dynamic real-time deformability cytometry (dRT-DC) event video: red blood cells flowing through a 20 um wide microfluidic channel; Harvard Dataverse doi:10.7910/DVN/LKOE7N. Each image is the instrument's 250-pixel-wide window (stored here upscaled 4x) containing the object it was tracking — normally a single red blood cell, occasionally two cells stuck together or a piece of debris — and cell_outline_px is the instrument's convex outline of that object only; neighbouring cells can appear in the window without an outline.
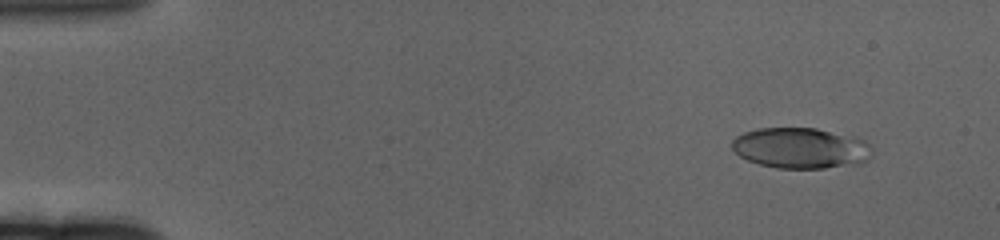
{"species": "human", "species_latin": "Homo sapiens", "temperature_condition": "cold", "stored_images_in_passage": 62, "camera_frame_rate_fps": 3000, "um_per_image_px": 0.085, "donor": {"sex": "female"}, "frame": {"image": 1, "passage_image": 6, "time_ms": 1.667, "image_size_px": [1000, 240], "cell_outline_px": [[868, 160], [860, 164], [824, 168], [776, 168], [760, 164], [748, 160], [740, 156], [732, 148], [732, 140], [736, 136], [744, 132], [760, 128], [816, 128], [856, 136], [864, 140], [868, 144]], "centroid_in_image_um": [68.05, 12.58], "position_along_channel_um": 17.0, "area_um2": 33.18}}
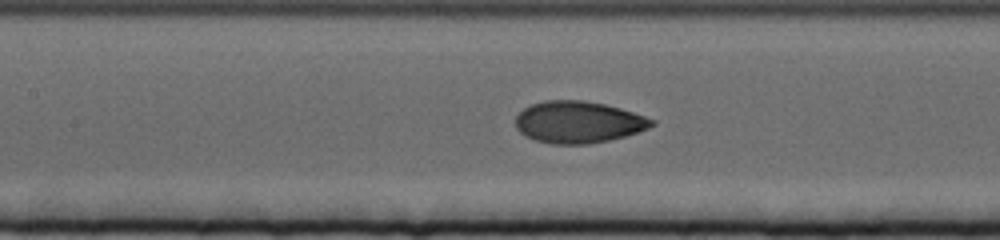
{"frame": {"image": 2, "passage_image": 29, "time_ms": 9.333, "image_size_px": [1000, 240], "cell_outline_px": [[656, 124], [648, 128], [624, 136], [608, 140], [588, 144], [552, 144], [536, 140], [520, 132], [516, 128], [516, 116], [524, 108], [532, 104], [544, 100], [584, 100], [604, 104], [620, 108], [656, 120]], "centroid_in_image_um": [49.15, 10.37], "position_along_channel_um": 158.2, "area_um2": 33.0}}
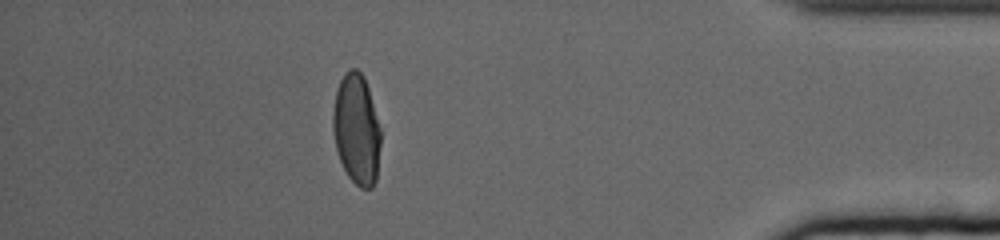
{"frame": {"image": 3, "passage_image": 55, "time_ms": 18.0, "image_size_px": [1000, 240], "cell_outline_px": [[380, 144], [376, 180], [372, 188], [360, 188], [348, 176], [340, 160], [336, 148], [332, 128], [332, 112], [336, 92], [340, 80], [344, 72], [352, 68], [356, 68], [364, 76], [368, 88], [380, 128]], "centroid_in_image_um": [30.29, 10.98], "position_along_channel_um": 404.9, "area_um2": 30.69}, "authors_computed_cell_mechanics": {"area_um2": 32.6281, "velocity_mm_per_s": 3.3127, "shape_relaxation_time_tau1_ms": 4.3973, "shape_relaxation_time_tau2_ms": 1.0668, "deformation_change_tau1": 0.1727, "deformation_change_tau2": 0.0527}}